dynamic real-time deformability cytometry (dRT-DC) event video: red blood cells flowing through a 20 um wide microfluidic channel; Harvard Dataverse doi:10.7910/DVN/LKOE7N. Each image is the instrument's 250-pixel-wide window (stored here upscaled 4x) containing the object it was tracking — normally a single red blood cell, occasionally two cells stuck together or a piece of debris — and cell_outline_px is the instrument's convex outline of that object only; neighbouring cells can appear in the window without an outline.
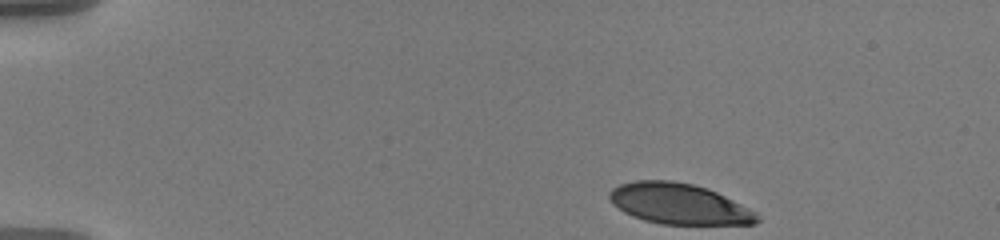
{"species": "human", "species_latin": "Homo sapiens", "temperature_condition": "warm", "stored_images_in_passage": 49, "camera_frame_rate_fps": 3000, "um_per_image_px": 0.085, "donor": {"sex": "male"}, "frame": {"image": 1, "passage_image": 1, "time_ms": 0.0, "image_size_px": [1000, 240], "cell_outline_px": [[760, 220], [756, 224], [660, 224], [644, 220], [632, 216], [624, 212], [612, 204], [608, 196], [608, 192], [612, 188], [620, 184], [636, 180], [672, 180], [692, 184], [708, 188], [756, 212]], "centroid_in_image_um": [57.67, 17.32], "position_along_channel_um": 27.3, "area_um2": 35.03}}
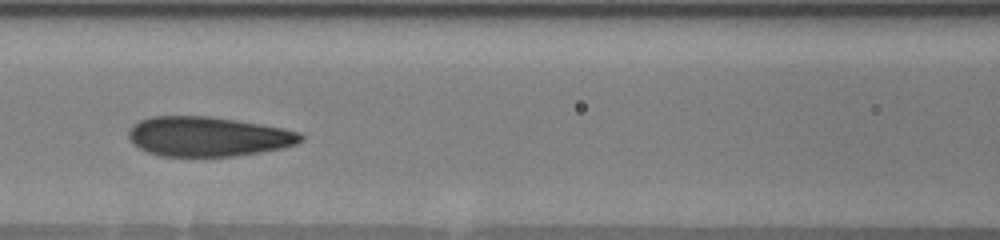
{"frame": {"image": 2, "passage_image": 19, "time_ms": 6.0, "image_size_px": [1000, 240], "cell_outline_px": [[304, 140], [296, 144], [284, 148], [236, 156], [160, 156], [148, 152], [132, 144], [128, 140], [128, 132], [132, 124], [140, 120], [152, 116], [208, 116], [236, 120], [260, 124], [300, 132], [304, 136]], "centroid_in_image_um": [17.66, 11.61], "position_along_channel_um": 148.9, "area_um2": 40.0}}
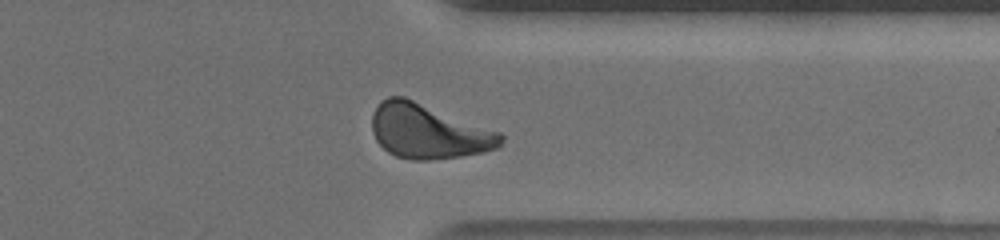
{"frame": {"image": 3, "passage_image": 38, "time_ms": 12.333, "image_size_px": [1000, 240], "cell_outline_px": [[504, 140], [500, 148], [484, 152], [460, 156], [428, 160], [412, 160], [396, 156], [388, 152], [376, 140], [372, 132], [372, 112], [380, 100], [388, 96], [404, 96], [500, 132], [504, 136]], "centroid_in_image_um": [36.41, 11.16], "position_along_channel_um": 375.0, "area_um2": 41.15}, "authors_computed_cell_mechanics": {"area_um2": 39.3618, "velocity_mm_per_s": 3.5731, "shape_relaxation_time_tau1_ms": 4.0335, "shape_relaxation_time_tau2_ms": 0.8489, "deformation_change_tau1": 0.1669, "deformation_change_tau2": 0.074}}